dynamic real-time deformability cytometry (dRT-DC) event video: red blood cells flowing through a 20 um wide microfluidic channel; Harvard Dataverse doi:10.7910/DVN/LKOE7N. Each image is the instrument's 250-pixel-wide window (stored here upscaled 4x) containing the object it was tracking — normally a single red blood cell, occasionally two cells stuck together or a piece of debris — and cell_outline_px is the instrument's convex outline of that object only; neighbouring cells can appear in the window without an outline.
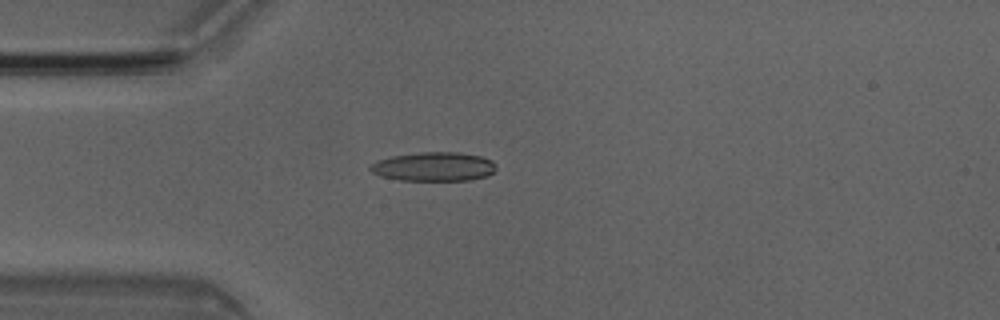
{"species": "Egyptian fruit bat (a non-hibernating species)", "species_latin": "Rousettus aegyptiacus", "temperature_condition": "room temperature", "stored_images_in_passage": 4, "camera_frame_rate_fps": 3000, "um_per_image_px": 0.085, "animal": {"sex": "male"}, "frame": {"image": 1, "passage_image": 4, "time_ms": 1.0, "image_size_px": [1000, 320], "cell_outline_px": [[496, 168], [488, 176], [472, 180], [400, 180], [380, 176], [372, 172], [368, 168], [376, 160], [392, 156], [420, 152], [460, 152], [480, 156], [492, 160], [496, 164]], "centroid_in_image_um": [36.88, 14.16], "position_along_channel_um": 48.1, "area_um2": 21.39}}